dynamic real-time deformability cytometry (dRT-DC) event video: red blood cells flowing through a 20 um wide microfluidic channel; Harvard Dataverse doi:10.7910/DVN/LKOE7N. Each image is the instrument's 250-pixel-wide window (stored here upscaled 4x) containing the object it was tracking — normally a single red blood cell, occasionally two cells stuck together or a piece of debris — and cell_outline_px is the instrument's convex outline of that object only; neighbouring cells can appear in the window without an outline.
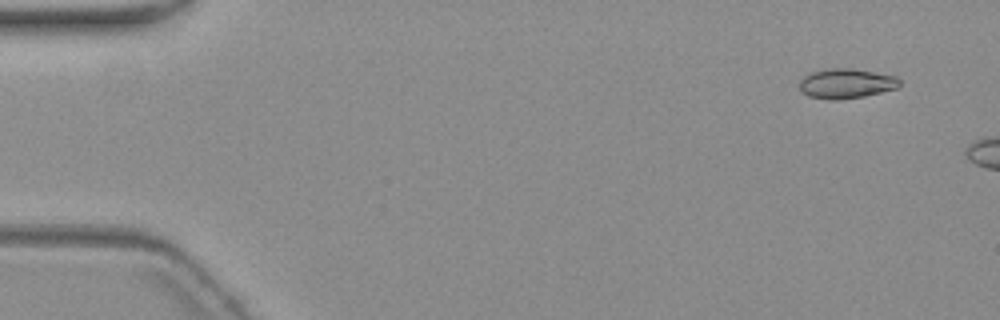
{"species": "common noctule bat (a hibernating species)", "species_latin": "Nyctalus noctula", "temperature_condition": "warm", "stored_images_in_passage": 3, "camera_frame_rate_fps": 3000, "um_per_image_px": 0.085, "animal": {"sex": "female", "body_mass_g": 19.3, "forearm_length_mm": 54.1}, "frame": {"image": 1, "passage_image": 1, "time_ms": 0.0, "image_size_px": [1000, 320], "cell_outline_px": [[900, 84], [896, 88], [864, 96], [836, 100], [828, 100], [808, 96], [800, 88], [800, 80], [808, 72], [828, 68], [852, 68], [896, 76], [900, 80]], "centroid_in_image_um": [71.9, 7.09], "position_along_channel_um": 13.1, "area_um2": 17.4}}